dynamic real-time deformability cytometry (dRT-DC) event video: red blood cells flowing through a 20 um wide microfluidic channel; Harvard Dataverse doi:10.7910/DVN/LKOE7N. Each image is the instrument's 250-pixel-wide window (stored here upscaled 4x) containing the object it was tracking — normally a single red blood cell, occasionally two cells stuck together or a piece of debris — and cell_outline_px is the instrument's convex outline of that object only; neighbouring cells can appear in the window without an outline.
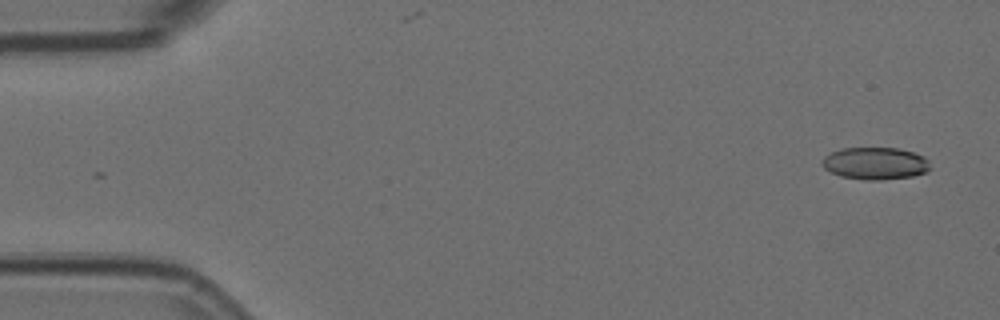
{"species": "Egyptian fruit bat (a non-hibernating species)", "species_latin": "Rousettus aegyptiacus", "temperature_condition": "room temperature", "stored_images_in_passage": 4, "camera_frame_rate_fps": 3000, "um_per_image_px": 0.085, "animal": {"sex": "female"}, "frame": {"image": 1, "passage_image": 1, "time_ms": 0.0, "image_size_px": [1000, 320], "cell_outline_px": [[932, 168], [924, 172], [912, 176], [880, 180], [868, 180], [840, 176], [824, 168], [820, 164], [824, 156], [840, 148], [900, 148], [924, 156], [928, 160]], "centroid_in_image_um": [74.39, 13.88], "position_along_channel_um": 10.6, "area_um2": 20.35}}
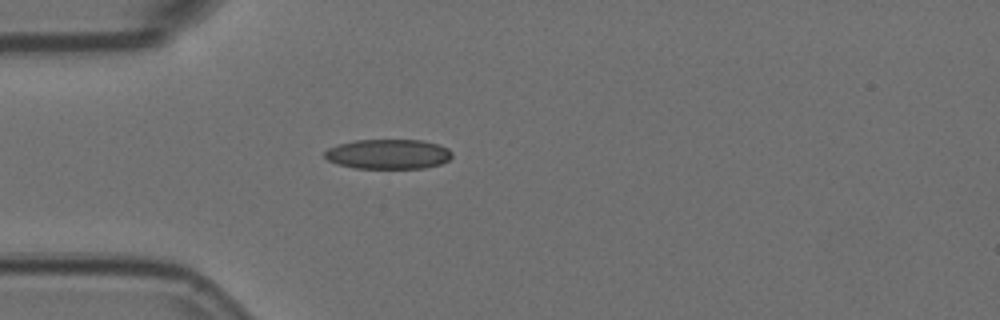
{"frame": {"image": 2, "passage_image": 4, "time_ms": 1.0, "image_size_px": [1000, 320], "cell_outline_px": [[452, 156], [448, 160], [440, 164], [424, 168], [356, 168], [336, 164], [328, 160], [324, 156], [324, 152], [328, 148], [340, 144], [356, 140], [424, 140], [440, 144], [448, 148], [452, 152]], "centroid_in_image_um": [33.02, 13.09], "position_along_channel_um": 52.0, "area_um2": 22.2}}